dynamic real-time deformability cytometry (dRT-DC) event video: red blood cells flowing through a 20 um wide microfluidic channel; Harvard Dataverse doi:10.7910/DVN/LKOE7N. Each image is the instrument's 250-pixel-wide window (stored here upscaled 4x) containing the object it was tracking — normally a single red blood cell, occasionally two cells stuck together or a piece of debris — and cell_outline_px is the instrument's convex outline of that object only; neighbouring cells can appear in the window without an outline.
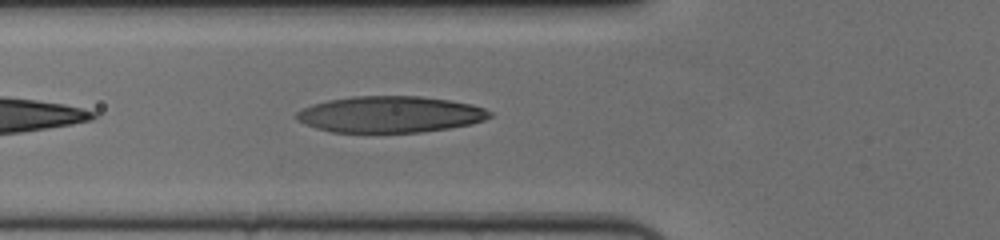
{"species": "human", "species_latin": "Homo sapiens", "temperature_condition": "cold", "stored_images_in_passage": 11, "camera_frame_rate_fps": 3000, "um_per_image_px": 0.085, "donor": {"sex": "female"}, "frame": {"image": 1, "passage_image": 4, "time_ms": 1.0, "image_size_px": [1000, 240], "cell_outline_px": [[492, 116], [484, 120], [472, 124], [448, 128], [420, 132], [332, 132], [316, 128], [304, 124], [296, 120], [296, 112], [312, 104], [328, 100], [352, 96], [420, 96], [448, 100], [472, 104], [484, 108], [492, 112]], "centroid_in_image_um": [33.15, 9.72], "position_along_channel_um": 92.6, "area_um2": 40.98}}
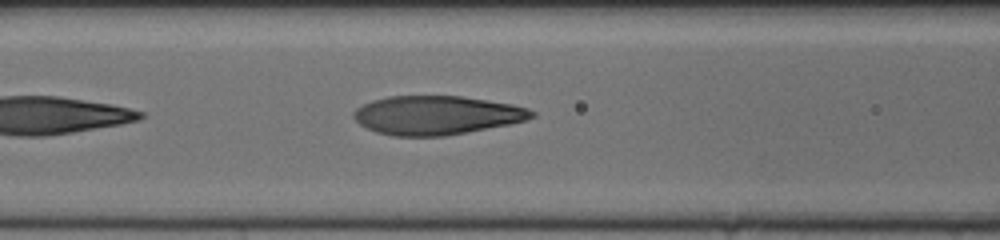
{"frame": {"image": 2, "passage_image": 7, "time_ms": 2.0, "image_size_px": [1000, 240], "cell_outline_px": [[536, 116], [512, 124], [444, 136], [392, 136], [376, 132], [360, 124], [352, 116], [352, 112], [356, 108], [372, 100], [388, 96], [460, 96], [512, 104], [528, 108], [536, 112]], "centroid_in_image_um": [37.11, 9.79], "position_along_channel_um": 129.5, "area_um2": 40.34}}
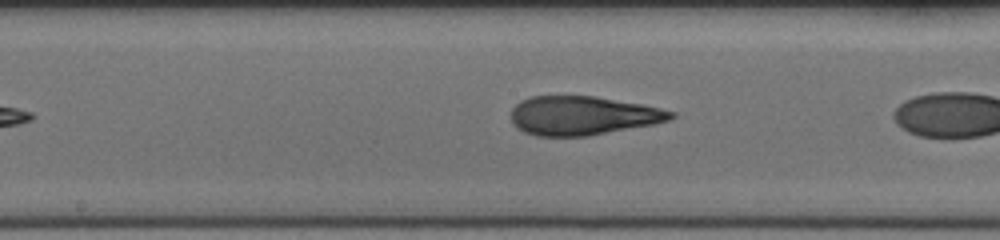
{"frame": {"image": 3, "passage_image": 10, "time_ms": 3.0, "image_size_px": [1000, 240], "cell_outline_px": [[676, 116], [668, 120], [652, 124], [588, 136], [536, 136], [524, 132], [516, 128], [512, 124], [512, 108], [520, 100], [528, 96], [596, 96], [640, 104], [660, 108], [676, 112]], "centroid_in_image_um": [49.49, 9.82], "position_along_channel_um": 198.7, "area_um2": 36.24}}